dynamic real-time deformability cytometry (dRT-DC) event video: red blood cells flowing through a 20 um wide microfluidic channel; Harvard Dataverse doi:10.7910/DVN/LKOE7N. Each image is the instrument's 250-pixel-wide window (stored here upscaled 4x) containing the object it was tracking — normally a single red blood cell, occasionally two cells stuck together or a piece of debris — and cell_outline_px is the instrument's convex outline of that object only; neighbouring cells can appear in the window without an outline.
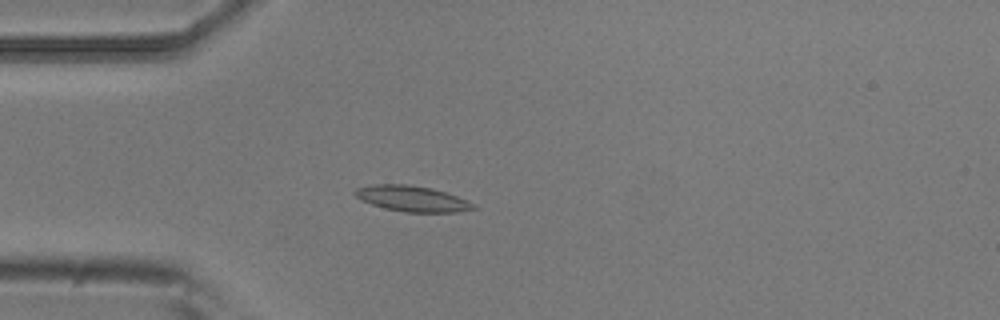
{"species": "common noctule bat (a hibernating species)", "species_latin": "Nyctalus noctula", "temperature_condition": "room temperature", "stored_images_in_passage": 5, "camera_frame_rate_fps": 3000, "um_per_image_px": 0.085, "animal": {"sex": "male", "body_mass_g": 20.5, "forearm_length_mm": 52.5}, "frame": {"image": 1, "passage_image": 4, "time_ms": 1.0, "image_size_px": [1000, 320], "cell_outline_px": [[476, 208], [460, 212], [404, 212], [384, 208], [372, 204], [356, 196], [352, 192], [356, 188], [372, 184], [408, 184], [432, 188], [456, 196], [472, 204]], "centroid_in_image_um": [34.98, 16.88], "position_along_channel_um": 50.0, "area_um2": 17.51}}